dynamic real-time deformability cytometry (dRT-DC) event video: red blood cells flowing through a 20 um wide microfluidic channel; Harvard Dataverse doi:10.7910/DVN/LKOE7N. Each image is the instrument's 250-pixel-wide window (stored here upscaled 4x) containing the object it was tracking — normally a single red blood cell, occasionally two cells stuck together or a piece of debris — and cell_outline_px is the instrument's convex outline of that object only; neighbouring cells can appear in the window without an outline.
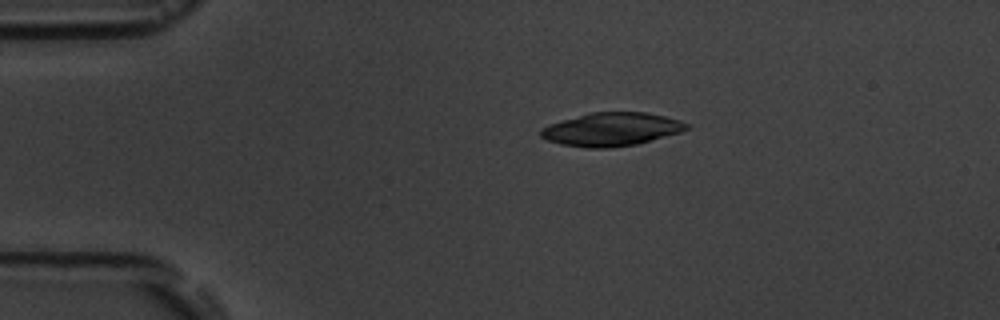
{"species": "common noctule bat (a hibernating species)", "species_latin": "Nyctalus noctula", "temperature_condition": "room temperature", "stored_images_in_passage": 7, "camera_frame_rate_fps": 3000, "um_per_image_px": 0.085, "animal": {"sex": "male", "body_mass_g": 19.5, "forearm_length_mm": 54.6}, "frame": {"image": 1, "passage_image": 3, "time_ms": 2.333, "image_size_px": [1000, 320], "cell_outline_px": [[692, 128], [680, 132], [636, 144], [608, 148], [588, 148], [560, 144], [548, 140], [540, 136], [540, 128], [548, 124], [592, 112], [644, 112], [664, 116], [680, 120], [692, 124]], "centroid_in_image_um": [52.0, 10.99], "position_along_channel_um": 33.0, "area_um2": 28.32}}